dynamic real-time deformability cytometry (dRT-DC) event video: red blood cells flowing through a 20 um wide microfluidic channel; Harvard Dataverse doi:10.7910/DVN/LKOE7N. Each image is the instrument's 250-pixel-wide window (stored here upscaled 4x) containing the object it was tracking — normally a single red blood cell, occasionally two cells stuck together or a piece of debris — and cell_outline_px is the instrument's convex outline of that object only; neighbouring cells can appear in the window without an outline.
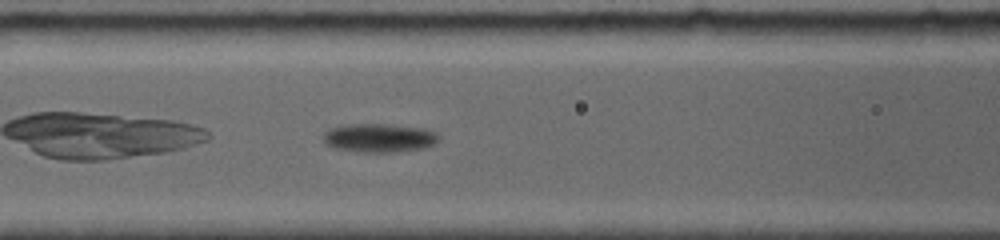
{"species": "common noctule bat (a hibernating species)", "species_latin": "Nyctalus noctula", "temperature_condition": "room temperature", "stored_images_in_passage": 44, "camera_frame_rate_fps": 5000, "um_per_image_px": 0.085, "animal": {"sex": "female", "body_mass_g": 19.0, "forearm_length_mm": 56.7}, "frame": {"image": 1, "passage_image": 10, "time_ms": 2.2, "image_size_px": [1000, 240], "cell_outline_px": [[440, 136], [432, 144], [424, 148], [396, 152], [364, 152], [336, 148], [328, 144], [324, 140], [324, 132], [328, 128], [348, 124], [384, 124], [424, 128], [436, 132]], "centroid_in_image_um": [32.23, 11.71], "position_along_channel_um": 134.4, "area_um2": 19.13}}
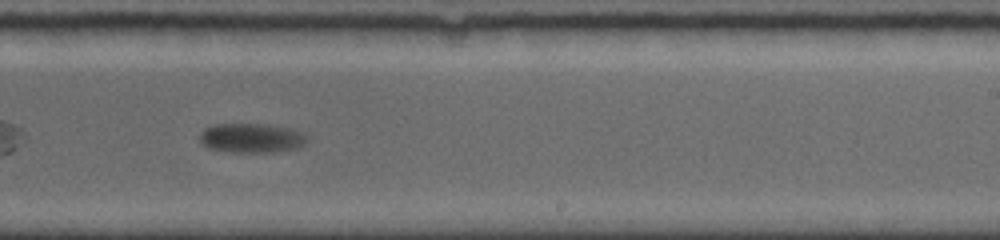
{"frame": {"image": 2, "passage_image": 24, "time_ms": 5.8, "image_size_px": [1000, 240], "cell_outline_px": [[308, 140], [304, 144], [296, 148], [272, 152], [232, 152], [208, 148], [200, 140], [200, 132], [204, 128], [212, 124], [268, 124], [292, 128], [304, 132]], "centroid_in_image_um": [21.39, 11.71], "position_along_channel_um": 267.6, "area_um2": 18.55}}
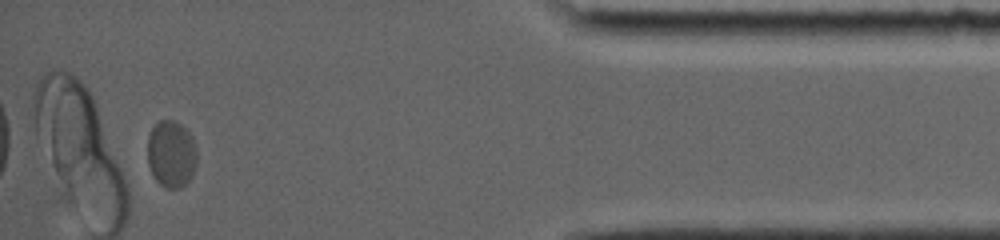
{"frame": {"image": 3, "passage_image": 42, "time_ms": 11.0, "image_size_px": [1000, 240], "cell_outline_px": [[196, 164], [192, 176], [180, 188], [168, 188], [160, 184], [152, 176], [148, 164], [148, 136], [152, 128], [160, 120], [176, 120], [192, 136], [196, 144]], "centroid_in_image_um": [14.56, 13.08], "position_along_channel_um": 420.6, "area_um2": 19.36}, "authors_computed_cell_mechanics": {"area_um2": 18.8428, "velocity_mm_per_s": 3.7146, "shape_relaxation_time_tau1_ms": 2.7824, "shape_relaxation_time_tau2_ms": null, "deformation_change_tau1": 0.0921, "deformation_change_tau2": null}}